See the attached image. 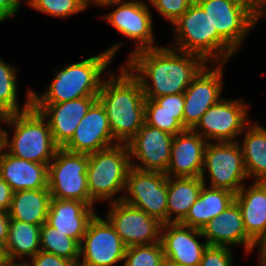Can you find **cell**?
<instances>
[{"label":"cell","instance_id":"obj_1","mask_svg":"<svg viewBox=\"0 0 266 266\" xmlns=\"http://www.w3.org/2000/svg\"><path fill=\"white\" fill-rule=\"evenodd\" d=\"M207 64L196 54L159 46L131 54L125 66L140 82L145 99H154L184 93Z\"/></svg>","mask_w":266,"mask_h":266},{"label":"cell","instance_id":"obj_2","mask_svg":"<svg viewBox=\"0 0 266 266\" xmlns=\"http://www.w3.org/2000/svg\"><path fill=\"white\" fill-rule=\"evenodd\" d=\"M120 67L119 75L108 73L97 99L106 110L114 141L127 144L145 122L146 99L138 79L126 66Z\"/></svg>","mask_w":266,"mask_h":266},{"label":"cell","instance_id":"obj_3","mask_svg":"<svg viewBox=\"0 0 266 266\" xmlns=\"http://www.w3.org/2000/svg\"><path fill=\"white\" fill-rule=\"evenodd\" d=\"M123 44L77 63L68 64L56 72L47 90L40 96L31 91V103H60L83 97H98L105 72L116 52Z\"/></svg>","mask_w":266,"mask_h":266},{"label":"cell","instance_id":"obj_4","mask_svg":"<svg viewBox=\"0 0 266 266\" xmlns=\"http://www.w3.org/2000/svg\"><path fill=\"white\" fill-rule=\"evenodd\" d=\"M175 30L173 49L202 57L208 65L226 64L235 50L213 29L209 16L194 1L188 10L173 24Z\"/></svg>","mask_w":266,"mask_h":266},{"label":"cell","instance_id":"obj_5","mask_svg":"<svg viewBox=\"0 0 266 266\" xmlns=\"http://www.w3.org/2000/svg\"><path fill=\"white\" fill-rule=\"evenodd\" d=\"M3 122L14 130L10 139L5 131V150L14 157L49 164L58 146L47 120L32 106L24 112L6 115Z\"/></svg>","mask_w":266,"mask_h":266},{"label":"cell","instance_id":"obj_6","mask_svg":"<svg viewBox=\"0 0 266 266\" xmlns=\"http://www.w3.org/2000/svg\"><path fill=\"white\" fill-rule=\"evenodd\" d=\"M131 168L127 144L111 147L88 154L87 180L91 200L117 202L124 193L126 179Z\"/></svg>","mask_w":266,"mask_h":266},{"label":"cell","instance_id":"obj_7","mask_svg":"<svg viewBox=\"0 0 266 266\" xmlns=\"http://www.w3.org/2000/svg\"><path fill=\"white\" fill-rule=\"evenodd\" d=\"M88 154L58 148L48 165V189L51 198L71 199L94 207L88 190Z\"/></svg>","mask_w":266,"mask_h":266},{"label":"cell","instance_id":"obj_8","mask_svg":"<svg viewBox=\"0 0 266 266\" xmlns=\"http://www.w3.org/2000/svg\"><path fill=\"white\" fill-rule=\"evenodd\" d=\"M205 172L209 173V187L227 189L237 193L248 178L243 152L238 141L208 142L204 150V165L201 174L206 185Z\"/></svg>","mask_w":266,"mask_h":266},{"label":"cell","instance_id":"obj_9","mask_svg":"<svg viewBox=\"0 0 266 266\" xmlns=\"http://www.w3.org/2000/svg\"><path fill=\"white\" fill-rule=\"evenodd\" d=\"M248 107L249 105L242 99L222 98L201 116L192 130L207 142L241 141L237 137L243 134L245 127L249 124Z\"/></svg>","mask_w":266,"mask_h":266},{"label":"cell","instance_id":"obj_10","mask_svg":"<svg viewBox=\"0 0 266 266\" xmlns=\"http://www.w3.org/2000/svg\"><path fill=\"white\" fill-rule=\"evenodd\" d=\"M167 175L130 168L122 201L167 223Z\"/></svg>","mask_w":266,"mask_h":266},{"label":"cell","instance_id":"obj_11","mask_svg":"<svg viewBox=\"0 0 266 266\" xmlns=\"http://www.w3.org/2000/svg\"><path fill=\"white\" fill-rule=\"evenodd\" d=\"M126 248L110 222L96 213L79 244L78 266H114L124 261Z\"/></svg>","mask_w":266,"mask_h":266},{"label":"cell","instance_id":"obj_12","mask_svg":"<svg viewBox=\"0 0 266 266\" xmlns=\"http://www.w3.org/2000/svg\"><path fill=\"white\" fill-rule=\"evenodd\" d=\"M111 6H116V8L101 17L126 38L135 40L136 47L130 52L129 56L143 49L157 48L154 45L153 14L147 3L137 0H122L103 7Z\"/></svg>","mask_w":266,"mask_h":266},{"label":"cell","instance_id":"obj_13","mask_svg":"<svg viewBox=\"0 0 266 266\" xmlns=\"http://www.w3.org/2000/svg\"><path fill=\"white\" fill-rule=\"evenodd\" d=\"M107 220L126 247L161 242L163 223L122 200L109 204Z\"/></svg>","mask_w":266,"mask_h":266},{"label":"cell","instance_id":"obj_14","mask_svg":"<svg viewBox=\"0 0 266 266\" xmlns=\"http://www.w3.org/2000/svg\"><path fill=\"white\" fill-rule=\"evenodd\" d=\"M174 135L145 122L136 135L127 143L131 167L141 171L166 173L171 160ZM134 158L140 161L135 164Z\"/></svg>","mask_w":266,"mask_h":266},{"label":"cell","instance_id":"obj_15","mask_svg":"<svg viewBox=\"0 0 266 266\" xmlns=\"http://www.w3.org/2000/svg\"><path fill=\"white\" fill-rule=\"evenodd\" d=\"M216 66L209 70L206 65L184 92L183 127L185 129L192 130L201 116L221 100L225 64L217 63Z\"/></svg>","mask_w":266,"mask_h":266},{"label":"cell","instance_id":"obj_16","mask_svg":"<svg viewBox=\"0 0 266 266\" xmlns=\"http://www.w3.org/2000/svg\"><path fill=\"white\" fill-rule=\"evenodd\" d=\"M209 16L213 29L237 52L256 19L230 0H195Z\"/></svg>","mask_w":266,"mask_h":266},{"label":"cell","instance_id":"obj_17","mask_svg":"<svg viewBox=\"0 0 266 266\" xmlns=\"http://www.w3.org/2000/svg\"><path fill=\"white\" fill-rule=\"evenodd\" d=\"M96 100L97 97H83L60 103H31V106L47 120L55 144L63 148Z\"/></svg>","mask_w":266,"mask_h":266},{"label":"cell","instance_id":"obj_18","mask_svg":"<svg viewBox=\"0 0 266 266\" xmlns=\"http://www.w3.org/2000/svg\"><path fill=\"white\" fill-rule=\"evenodd\" d=\"M104 106L97 99L77 126L64 149L83 154L95 153L116 145Z\"/></svg>","mask_w":266,"mask_h":266},{"label":"cell","instance_id":"obj_19","mask_svg":"<svg viewBox=\"0 0 266 266\" xmlns=\"http://www.w3.org/2000/svg\"><path fill=\"white\" fill-rule=\"evenodd\" d=\"M203 238L202 231L181 223H165L161 229L164 257L182 266H198L208 246L196 238Z\"/></svg>","mask_w":266,"mask_h":266},{"label":"cell","instance_id":"obj_20","mask_svg":"<svg viewBox=\"0 0 266 266\" xmlns=\"http://www.w3.org/2000/svg\"><path fill=\"white\" fill-rule=\"evenodd\" d=\"M208 142L191 129L174 136L168 177H201L204 165V150Z\"/></svg>","mask_w":266,"mask_h":266},{"label":"cell","instance_id":"obj_21","mask_svg":"<svg viewBox=\"0 0 266 266\" xmlns=\"http://www.w3.org/2000/svg\"><path fill=\"white\" fill-rule=\"evenodd\" d=\"M201 231L208 245H243L246 253H250L256 247V243L245 231L243 217L235 201L209 221Z\"/></svg>","mask_w":266,"mask_h":266},{"label":"cell","instance_id":"obj_22","mask_svg":"<svg viewBox=\"0 0 266 266\" xmlns=\"http://www.w3.org/2000/svg\"><path fill=\"white\" fill-rule=\"evenodd\" d=\"M93 208L79 200L51 198L46 223L80 244L96 214Z\"/></svg>","mask_w":266,"mask_h":266},{"label":"cell","instance_id":"obj_23","mask_svg":"<svg viewBox=\"0 0 266 266\" xmlns=\"http://www.w3.org/2000/svg\"><path fill=\"white\" fill-rule=\"evenodd\" d=\"M48 165L14 157L4 150L0 157V177L14 192L48 188Z\"/></svg>","mask_w":266,"mask_h":266},{"label":"cell","instance_id":"obj_24","mask_svg":"<svg viewBox=\"0 0 266 266\" xmlns=\"http://www.w3.org/2000/svg\"><path fill=\"white\" fill-rule=\"evenodd\" d=\"M241 211L247 235L257 243L266 234V182L245 185L235 194L234 200Z\"/></svg>","mask_w":266,"mask_h":266},{"label":"cell","instance_id":"obj_25","mask_svg":"<svg viewBox=\"0 0 266 266\" xmlns=\"http://www.w3.org/2000/svg\"><path fill=\"white\" fill-rule=\"evenodd\" d=\"M235 200V193L222 188L202 186L198 199L180 222L201 230L209 221L223 212Z\"/></svg>","mask_w":266,"mask_h":266},{"label":"cell","instance_id":"obj_26","mask_svg":"<svg viewBox=\"0 0 266 266\" xmlns=\"http://www.w3.org/2000/svg\"><path fill=\"white\" fill-rule=\"evenodd\" d=\"M203 184L201 177H167V223H180L186 217Z\"/></svg>","mask_w":266,"mask_h":266},{"label":"cell","instance_id":"obj_27","mask_svg":"<svg viewBox=\"0 0 266 266\" xmlns=\"http://www.w3.org/2000/svg\"><path fill=\"white\" fill-rule=\"evenodd\" d=\"M50 200L48 188L15 191L8 215L10 219L41 226L46 222Z\"/></svg>","mask_w":266,"mask_h":266},{"label":"cell","instance_id":"obj_28","mask_svg":"<svg viewBox=\"0 0 266 266\" xmlns=\"http://www.w3.org/2000/svg\"><path fill=\"white\" fill-rule=\"evenodd\" d=\"M240 146L247 176L254 177L255 182H266V128L249 123Z\"/></svg>","mask_w":266,"mask_h":266},{"label":"cell","instance_id":"obj_29","mask_svg":"<svg viewBox=\"0 0 266 266\" xmlns=\"http://www.w3.org/2000/svg\"><path fill=\"white\" fill-rule=\"evenodd\" d=\"M40 225L10 219L8 225L5 250L9 261L33 257L41 250Z\"/></svg>","mask_w":266,"mask_h":266},{"label":"cell","instance_id":"obj_30","mask_svg":"<svg viewBox=\"0 0 266 266\" xmlns=\"http://www.w3.org/2000/svg\"><path fill=\"white\" fill-rule=\"evenodd\" d=\"M17 69L0 58V113L3 116L21 113L31 107V91L28 88L25 104L20 109L17 100Z\"/></svg>","mask_w":266,"mask_h":266},{"label":"cell","instance_id":"obj_31","mask_svg":"<svg viewBox=\"0 0 266 266\" xmlns=\"http://www.w3.org/2000/svg\"><path fill=\"white\" fill-rule=\"evenodd\" d=\"M40 247L41 251L79 263V243L46 222L40 229Z\"/></svg>","mask_w":266,"mask_h":266},{"label":"cell","instance_id":"obj_32","mask_svg":"<svg viewBox=\"0 0 266 266\" xmlns=\"http://www.w3.org/2000/svg\"><path fill=\"white\" fill-rule=\"evenodd\" d=\"M164 251L161 242L126 248L123 266H162Z\"/></svg>","mask_w":266,"mask_h":266},{"label":"cell","instance_id":"obj_33","mask_svg":"<svg viewBox=\"0 0 266 266\" xmlns=\"http://www.w3.org/2000/svg\"><path fill=\"white\" fill-rule=\"evenodd\" d=\"M29 6L41 13L59 18H66L87 9L84 0H33Z\"/></svg>","mask_w":266,"mask_h":266},{"label":"cell","instance_id":"obj_34","mask_svg":"<svg viewBox=\"0 0 266 266\" xmlns=\"http://www.w3.org/2000/svg\"><path fill=\"white\" fill-rule=\"evenodd\" d=\"M184 113L145 112L144 120L147 125L177 135L185 130L183 127Z\"/></svg>","mask_w":266,"mask_h":266},{"label":"cell","instance_id":"obj_35","mask_svg":"<svg viewBox=\"0 0 266 266\" xmlns=\"http://www.w3.org/2000/svg\"><path fill=\"white\" fill-rule=\"evenodd\" d=\"M145 112L184 113V93L146 99Z\"/></svg>","mask_w":266,"mask_h":266},{"label":"cell","instance_id":"obj_36","mask_svg":"<svg viewBox=\"0 0 266 266\" xmlns=\"http://www.w3.org/2000/svg\"><path fill=\"white\" fill-rule=\"evenodd\" d=\"M195 0H148L159 14L173 24Z\"/></svg>","mask_w":266,"mask_h":266},{"label":"cell","instance_id":"obj_37","mask_svg":"<svg viewBox=\"0 0 266 266\" xmlns=\"http://www.w3.org/2000/svg\"><path fill=\"white\" fill-rule=\"evenodd\" d=\"M233 257L231 247L208 245L198 266H232Z\"/></svg>","mask_w":266,"mask_h":266},{"label":"cell","instance_id":"obj_38","mask_svg":"<svg viewBox=\"0 0 266 266\" xmlns=\"http://www.w3.org/2000/svg\"><path fill=\"white\" fill-rule=\"evenodd\" d=\"M29 260L26 262L30 266H78L76 262H73L67 258H63L61 256L50 254L41 250Z\"/></svg>","mask_w":266,"mask_h":266},{"label":"cell","instance_id":"obj_39","mask_svg":"<svg viewBox=\"0 0 266 266\" xmlns=\"http://www.w3.org/2000/svg\"><path fill=\"white\" fill-rule=\"evenodd\" d=\"M233 3L243 7L256 20L260 17L263 10L265 0H230Z\"/></svg>","mask_w":266,"mask_h":266},{"label":"cell","instance_id":"obj_40","mask_svg":"<svg viewBox=\"0 0 266 266\" xmlns=\"http://www.w3.org/2000/svg\"><path fill=\"white\" fill-rule=\"evenodd\" d=\"M20 9L17 0H0V23L16 15Z\"/></svg>","mask_w":266,"mask_h":266},{"label":"cell","instance_id":"obj_41","mask_svg":"<svg viewBox=\"0 0 266 266\" xmlns=\"http://www.w3.org/2000/svg\"><path fill=\"white\" fill-rule=\"evenodd\" d=\"M14 191L9 184L0 177V210L6 211L10 209Z\"/></svg>","mask_w":266,"mask_h":266},{"label":"cell","instance_id":"obj_42","mask_svg":"<svg viewBox=\"0 0 266 266\" xmlns=\"http://www.w3.org/2000/svg\"><path fill=\"white\" fill-rule=\"evenodd\" d=\"M9 220L8 212L0 210V243L3 244H5L7 239Z\"/></svg>","mask_w":266,"mask_h":266},{"label":"cell","instance_id":"obj_43","mask_svg":"<svg viewBox=\"0 0 266 266\" xmlns=\"http://www.w3.org/2000/svg\"><path fill=\"white\" fill-rule=\"evenodd\" d=\"M259 247V263H266V234L256 243V247Z\"/></svg>","mask_w":266,"mask_h":266},{"label":"cell","instance_id":"obj_44","mask_svg":"<svg viewBox=\"0 0 266 266\" xmlns=\"http://www.w3.org/2000/svg\"><path fill=\"white\" fill-rule=\"evenodd\" d=\"M85 1V5L86 8L91 4V6L93 5H100L101 7L110 4V3H116L118 1H122V0H84Z\"/></svg>","mask_w":266,"mask_h":266},{"label":"cell","instance_id":"obj_45","mask_svg":"<svg viewBox=\"0 0 266 266\" xmlns=\"http://www.w3.org/2000/svg\"><path fill=\"white\" fill-rule=\"evenodd\" d=\"M9 262L5 246L3 243H0V266H5Z\"/></svg>","mask_w":266,"mask_h":266},{"label":"cell","instance_id":"obj_46","mask_svg":"<svg viewBox=\"0 0 266 266\" xmlns=\"http://www.w3.org/2000/svg\"><path fill=\"white\" fill-rule=\"evenodd\" d=\"M5 150V130L0 127V157Z\"/></svg>","mask_w":266,"mask_h":266},{"label":"cell","instance_id":"obj_47","mask_svg":"<svg viewBox=\"0 0 266 266\" xmlns=\"http://www.w3.org/2000/svg\"><path fill=\"white\" fill-rule=\"evenodd\" d=\"M27 260L25 261H21V262H17L16 261H9L5 266H30L27 262Z\"/></svg>","mask_w":266,"mask_h":266},{"label":"cell","instance_id":"obj_48","mask_svg":"<svg viewBox=\"0 0 266 266\" xmlns=\"http://www.w3.org/2000/svg\"><path fill=\"white\" fill-rule=\"evenodd\" d=\"M162 266H182V265L171 262L168 259H164Z\"/></svg>","mask_w":266,"mask_h":266},{"label":"cell","instance_id":"obj_49","mask_svg":"<svg viewBox=\"0 0 266 266\" xmlns=\"http://www.w3.org/2000/svg\"><path fill=\"white\" fill-rule=\"evenodd\" d=\"M266 15V0H265V3H264V7H263V10L260 14V17L256 20V22H259V19L262 18V16H265Z\"/></svg>","mask_w":266,"mask_h":266},{"label":"cell","instance_id":"obj_50","mask_svg":"<svg viewBox=\"0 0 266 266\" xmlns=\"http://www.w3.org/2000/svg\"><path fill=\"white\" fill-rule=\"evenodd\" d=\"M32 1H33V0H27V4H28V6L32 3ZM17 2H18V4H19L20 6H22V5H21V0H17Z\"/></svg>","mask_w":266,"mask_h":266},{"label":"cell","instance_id":"obj_51","mask_svg":"<svg viewBox=\"0 0 266 266\" xmlns=\"http://www.w3.org/2000/svg\"><path fill=\"white\" fill-rule=\"evenodd\" d=\"M4 116L0 113V121H3Z\"/></svg>","mask_w":266,"mask_h":266},{"label":"cell","instance_id":"obj_52","mask_svg":"<svg viewBox=\"0 0 266 266\" xmlns=\"http://www.w3.org/2000/svg\"><path fill=\"white\" fill-rule=\"evenodd\" d=\"M259 266H266V263H259Z\"/></svg>","mask_w":266,"mask_h":266}]
</instances>
